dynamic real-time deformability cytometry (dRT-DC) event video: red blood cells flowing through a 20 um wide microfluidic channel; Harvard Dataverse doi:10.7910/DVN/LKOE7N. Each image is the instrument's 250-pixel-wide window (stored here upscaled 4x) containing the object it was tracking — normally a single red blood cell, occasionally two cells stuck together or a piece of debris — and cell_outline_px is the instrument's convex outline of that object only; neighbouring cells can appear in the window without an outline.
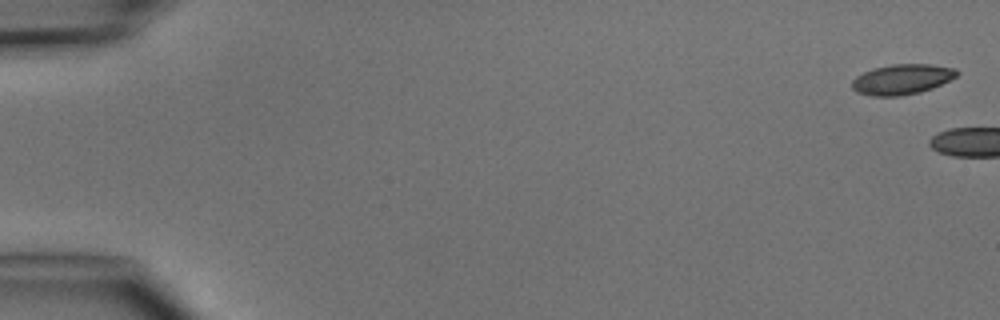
{"species": "common noctule bat (a hibernating species)", "species_latin": "Nyctalus noctula", "temperature_condition": "cold", "stored_images_in_passage": 5, "camera_frame_rate_fps": 3000, "um_per_image_px": 0.085, "animal": {"sex": "male", "body_mass_g": 15.6}, "frame": {"image": 1, "passage_image": 1, "time_ms": 0.0, "image_size_px": [1000, 320], "cell_outline_px": [[960, 72], [956, 76], [932, 88], [920, 92], [900, 96], [872, 96], [856, 92], [852, 88], [852, 80], [856, 76], [872, 68], [892, 64], [932, 64], [956, 68]], "centroid_in_image_um": [76.65, 6.73], "position_along_channel_um": 8.3, "area_um2": 18.55}}
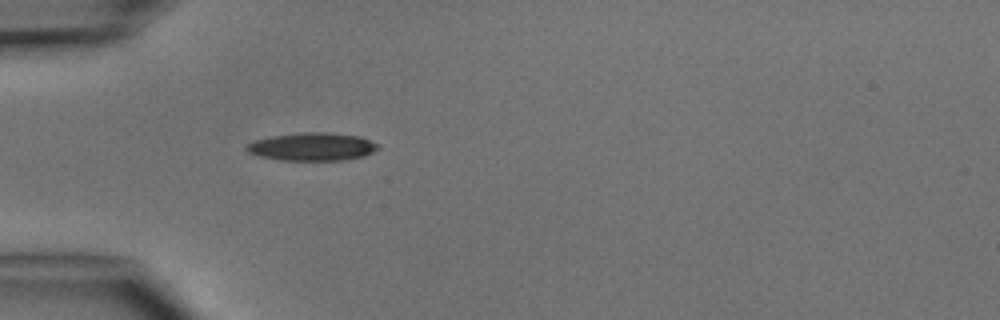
{"frame": {"image": 2, "passage_image": 5, "time_ms": 5.667, "image_size_px": [1000, 320], "cell_outline_px": [[380, 148], [364, 156], [340, 160], [280, 160], [260, 156], [248, 152], [244, 148], [248, 144], [256, 140], [272, 136], [304, 132], [328, 132], [360, 136], [380, 144]], "centroid_in_image_um": [26.57, 12.46], "position_along_channel_um": 58.4, "area_um2": 21.39}}